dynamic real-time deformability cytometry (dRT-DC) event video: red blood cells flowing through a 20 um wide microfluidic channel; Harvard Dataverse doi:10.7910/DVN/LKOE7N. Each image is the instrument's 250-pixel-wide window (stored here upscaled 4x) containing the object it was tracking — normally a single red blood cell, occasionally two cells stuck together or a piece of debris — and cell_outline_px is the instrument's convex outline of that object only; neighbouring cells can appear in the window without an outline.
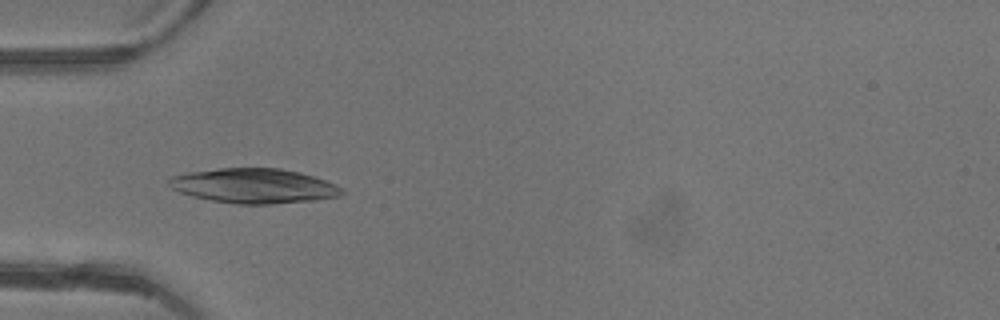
{"species": "common noctule bat (a hibernating species)", "species_latin": "Nyctalus noctula", "temperature_condition": "warm", "stored_images_in_passage": 47, "camera_frame_rate_fps": 3000, "um_per_image_px": 0.085, "animal": {"sex": "female"}, "frame": {"image": 1, "passage_image": 15, "time_ms": 4.667, "image_size_px": [1000, 320], "cell_outline_px": [[344, 192], [340, 196], [316, 200], [272, 204], [240, 204], [212, 200], [192, 196], [180, 192], [172, 188], [168, 184], [168, 180], [172, 176], [188, 172], [220, 168], [280, 168], [300, 172], [336, 184], [344, 188]], "centroid_in_image_um": [21.61, 15.8], "position_along_channel_um": 63.4, "area_um2": 34.97}}
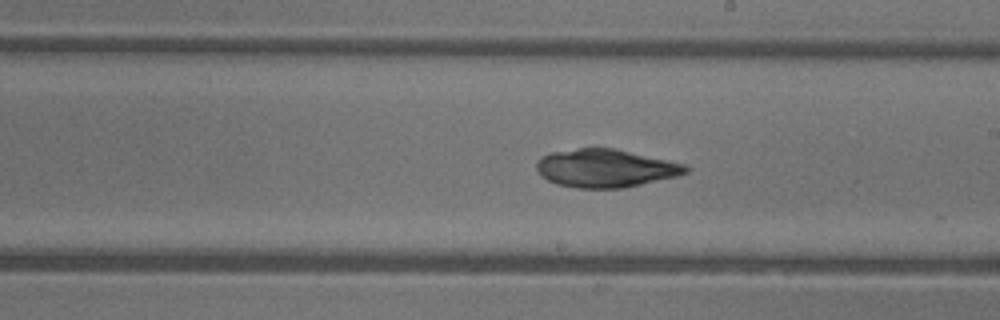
{"frame": {"image": 2, "passage_image": 27, "time_ms": 8.667, "image_size_px": [1000, 320], "cell_outline_px": [[688, 172], [676, 176], [640, 184], [620, 188], [576, 188], [556, 184], [548, 180], [536, 168], [536, 160], [540, 156], [552, 152], [580, 148], [612, 148], [684, 164], [688, 168]], "centroid_in_image_um": [51.41, 14.3], "position_along_channel_um": 237.6, "area_um2": 32.6}}
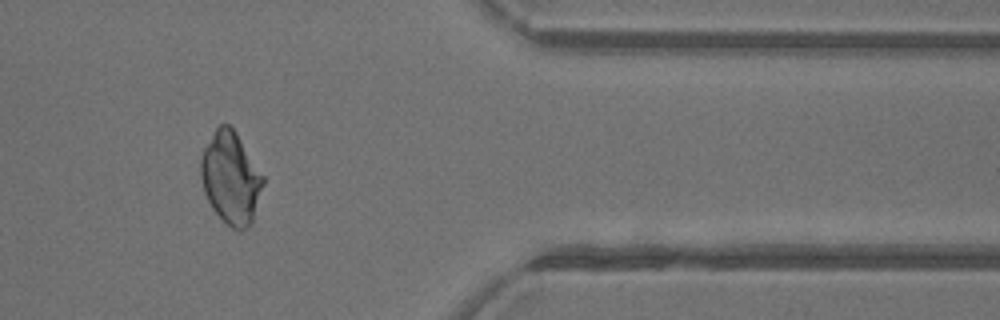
{"frame": {"image": 3, "passage_image": 39, "time_ms": 12.667, "image_size_px": [1000, 320], "cell_outline_px": [[264, 184], [252, 224], [244, 232], [240, 232], [232, 228], [212, 208], [204, 192], [200, 176], [200, 160], [204, 148], [216, 128], [220, 124], [228, 124], [236, 132], [264, 176]], "centroid_in_image_um": [19.63, 15.16], "position_along_channel_um": 391.8, "area_um2": 33.47}}